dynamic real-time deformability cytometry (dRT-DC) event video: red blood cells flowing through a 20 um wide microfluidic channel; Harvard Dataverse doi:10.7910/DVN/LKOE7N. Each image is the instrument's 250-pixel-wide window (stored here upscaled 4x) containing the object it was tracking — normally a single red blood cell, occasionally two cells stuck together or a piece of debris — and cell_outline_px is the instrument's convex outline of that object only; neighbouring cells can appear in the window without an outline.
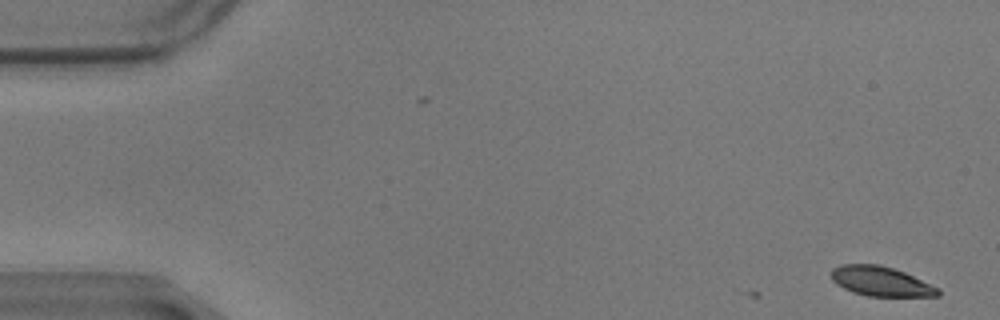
{"species": "common noctule bat (a hibernating species)", "species_latin": "Nyctalus noctula", "temperature_condition": "warm", "stored_images_in_passage": 2, "camera_frame_rate_fps": 3000, "um_per_image_px": 0.085, "animal": {"sex": "male", "body_mass_g": 17.9}, "frame": {"image": 1, "passage_image": 2, "time_ms": 0.333, "image_size_px": [1000, 320], "cell_outline_px": [[940, 296], [868, 296], [852, 292], [836, 284], [832, 280], [832, 268], [840, 264], [876, 264], [892, 268], [904, 272], [940, 288]], "centroid_in_image_um": [74.87, 23.91], "position_along_channel_um": 10.1, "area_um2": 18.38}}